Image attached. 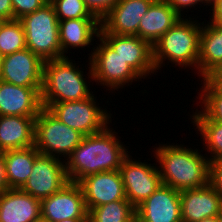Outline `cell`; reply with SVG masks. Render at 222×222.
<instances>
[{
    "mask_svg": "<svg viewBox=\"0 0 222 222\" xmlns=\"http://www.w3.org/2000/svg\"><path fill=\"white\" fill-rule=\"evenodd\" d=\"M0 20H13V6L11 0H0Z\"/></svg>",
    "mask_w": 222,
    "mask_h": 222,
    "instance_id": "obj_35",
    "label": "cell"
},
{
    "mask_svg": "<svg viewBox=\"0 0 222 222\" xmlns=\"http://www.w3.org/2000/svg\"><path fill=\"white\" fill-rule=\"evenodd\" d=\"M44 63L28 48L4 56L0 80L21 87H42Z\"/></svg>",
    "mask_w": 222,
    "mask_h": 222,
    "instance_id": "obj_13",
    "label": "cell"
},
{
    "mask_svg": "<svg viewBox=\"0 0 222 222\" xmlns=\"http://www.w3.org/2000/svg\"><path fill=\"white\" fill-rule=\"evenodd\" d=\"M181 18L165 0H155L141 18L139 37L153 46Z\"/></svg>",
    "mask_w": 222,
    "mask_h": 222,
    "instance_id": "obj_21",
    "label": "cell"
},
{
    "mask_svg": "<svg viewBox=\"0 0 222 222\" xmlns=\"http://www.w3.org/2000/svg\"><path fill=\"white\" fill-rule=\"evenodd\" d=\"M58 21L69 19H98L86 8L83 0H50Z\"/></svg>",
    "mask_w": 222,
    "mask_h": 222,
    "instance_id": "obj_29",
    "label": "cell"
},
{
    "mask_svg": "<svg viewBox=\"0 0 222 222\" xmlns=\"http://www.w3.org/2000/svg\"><path fill=\"white\" fill-rule=\"evenodd\" d=\"M27 48L22 23L17 20L0 21V52L10 55Z\"/></svg>",
    "mask_w": 222,
    "mask_h": 222,
    "instance_id": "obj_27",
    "label": "cell"
},
{
    "mask_svg": "<svg viewBox=\"0 0 222 222\" xmlns=\"http://www.w3.org/2000/svg\"><path fill=\"white\" fill-rule=\"evenodd\" d=\"M200 33L198 76L199 80L222 68V27L210 24L206 18ZM205 23V24H204ZM207 23V24H206Z\"/></svg>",
    "mask_w": 222,
    "mask_h": 222,
    "instance_id": "obj_22",
    "label": "cell"
},
{
    "mask_svg": "<svg viewBox=\"0 0 222 222\" xmlns=\"http://www.w3.org/2000/svg\"><path fill=\"white\" fill-rule=\"evenodd\" d=\"M136 222H182L180 192L162 184L136 208Z\"/></svg>",
    "mask_w": 222,
    "mask_h": 222,
    "instance_id": "obj_15",
    "label": "cell"
},
{
    "mask_svg": "<svg viewBox=\"0 0 222 222\" xmlns=\"http://www.w3.org/2000/svg\"><path fill=\"white\" fill-rule=\"evenodd\" d=\"M131 154L123 160L119 171L126 199L137 208L162 185V180L157 163H148L149 159L143 162L141 157L134 159Z\"/></svg>",
    "mask_w": 222,
    "mask_h": 222,
    "instance_id": "obj_9",
    "label": "cell"
},
{
    "mask_svg": "<svg viewBox=\"0 0 222 222\" xmlns=\"http://www.w3.org/2000/svg\"><path fill=\"white\" fill-rule=\"evenodd\" d=\"M35 118L0 116V151L34 146Z\"/></svg>",
    "mask_w": 222,
    "mask_h": 222,
    "instance_id": "obj_23",
    "label": "cell"
},
{
    "mask_svg": "<svg viewBox=\"0 0 222 222\" xmlns=\"http://www.w3.org/2000/svg\"><path fill=\"white\" fill-rule=\"evenodd\" d=\"M7 189H9V187L6 178L4 154L0 151V193Z\"/></svg>",
    "mask_w": 222,
    "mask_h": 222,
    "instance_id": "obj_37",
    "label": "cell"
},
{
    "mask_svg": "<svg viewBox=\"0 0 222 222\" xmlns=\"http://www.w3.org/2000/svg\"><path fill=\"white\" fill-rule=\"evenodd\" d=\"M83 137L82 133L62 123L45 107L35 118L34 146L41 154L66 161Z\"/></svg>",
    "mask_w": 222,
    "mask_h": 222,
    "instance_id": "obj_8",
    "label": "cell"
},
{
    "mask_svg": "<svg viewBox=\"0 0 222 222\" xmlns=\"http://www.w3.org/2000/svg\"><path fill=\"white\" fill-rule=\"evenodd\" d=\"M64 163L59 158L40 153L29 178L20 189L39 200L58 192L69 182Z\"/></svg>",
    "mask_w": 222,
    "mask_h": 222,
    "instance_id": "obj_10",
    "label": "cell"
},
{
    "mask_svg": "<svg viewBox=\"0 0 222 222\" xmlns=\"http://www.w3.org/2000/svg\"><path fill=\"white\" fill-rule=\"evenodd\" d=\"M50 0H11L13 6V19H21L23 16L33 13Z\"/></svg>",
    "mask_w": 222,
    "mask_h": 222,
    "instance_id": "obj_30",
    "label": "cell"
},
{
    "mask_svg": "<svg viewBox=\"0 0 222 222\" xmlns=\"http://www.w3.org/2000/svg\"><path fill=\"white\" fill-rule=\"evenodd\" d=\"M79 59L82 60L78 58V61H75L68 56L45 61L41 91L42 104L87 99L95 92L91 90L94 82L90 60L86 61L88 64L84 62L87 73L84 72V65L79 64L81 62Z\"/></svg>",
    "mask_w": 222,
    "mask_h": 222,
    "instance_id": "obj_3",
    "label": "cell"
},
{
    "mask_svg": "<svg viewBox=\"0 0 222 222\" xmlns=\"http://www.w3.org/2000/svg\"><path fill=\"white\" fill-rule=\"evenodd\" d=\"M209 184L222 196V158L210 161Z\"/></svg>",
    "mask_w": 222,
    "mask_h": 222,
    "instance_id": "obj_32",
    "label": "cell"
},
{
    "mask_svg": "<svg viewBox=\"0 0 222 222\" xmlns=\"http://www.w3.org/2000/svg\"><path fill=\"white\" fill-rule=\"evenodd\" d=\"M100 37L143 78V81L152 78L153 74L157 75L153 63V48L148 41L139 36L107 33L102 27Z\"/></svg>",
    "mask_w": 222,
    "mask_h": 222,
    "instance_id": "obj_11",
    "label": "cell"
},
{
    "mask_svg": "<svg viewBox=\"0 0 222 222\" xmlns=\"http://www.w3.org/2000/svg\"><path fill=\"white\" fill-rule=\"evenodd\" d=\"M35 222H50V221H48V220L40 217V218H39L37 221H35Z\"/></svg>",
    "mask_w": 222,
    "mask_h": 222,
    "instance_id": "obj_43",
    "label": "cell"
},
{
    "mask_svg": "<svg viewBox=\"0 0 222 222\" xmlns=\"http://www.w3.org/2000/svg\"><path fill=\"white\" fill-rule=\"evenodd\" d=\"M41 200L20 188L0 193V222H35L41 217Z\"/></svg>",
    "mask_w": 222,
    "mask_h": 222,
    "instance_id": "obj_20",
    "label": "cell"
},
{
    "mask_svg": "<svg viewBox=\"0 0 222 222\" xmlns=\"http://www.w3.org/2000/svg\"><path fill=\"white\" fill-rule=\"evenodd\" d=\"M95 47L87 56L93 72V81L102 86L113 95L115 91L120 94L121 89L132 85L134 82L142 84V77L132 69L100 36L95 41ZM98 42V43H97ZM108 90V91H107Z\"/></svg>",
    "mask_w": 222,
    "mask_h": 222,
    "instance_id": "obj_6",
    "label": "cell"
},
{
    "mask_svg": "<svg viewBox=\"0 0 222 222\" xmlns=\"http://www.w3.org/2000/svg\"><path fill=\"white\" fill-rule=\"evenodd\" d=\"M222 207V196L210 184L180 192L182 222H198L204 218L218 216Z\"/></svg>",
    "mask_w": 222,
    "mask_h": 222,
    "instance_id": "obj_18",
    "label": "cell"
},
{
    "mask_svg": "<svg viewBox=\"0 0 222 222\" xmlns=\"http://www.w3.org/2000/svg\"><path fill=\"white\" fill-rule=\"evenodd\" d=\"M195 108V111H191L189 119H191L190 124H193L192 129L198 135L197 138L200 136L199 144L204 145L202 149L209 161L222 158V123L209 119L201 110H198V106Z\"/></svg>",
    "mask_w": 222,
    "mask_h": 222,
    "instance_id": "obj_25",
    "label": "cell"
},
{
    "mask_svg": "<svg viewBox=\"0 0 222 222\" xmlns=\"http://www.w3.org/2000/svg\"><path fill=\"white\" fill-rule=\"evenodd\" d=\"M95 94L97 91L87 99L42 105L62 123L84 136L92 135L104 131L115 118L105 104L101 106L103 102L99 103Z\"/></svg>",
    "mask_w": 222,
    "mask_h": 222,
    "instance_id": "obj_5",
    "label": "cell"
},
{
    "mask_svg": "<svg viewBox=\"0 0 222 222\" xmlns=\"http://www.w3.org/2000/svg\"><path fill=\"white\" fill-rule=\"evenodd\" d=\"M155 0H119L102 19L101 27L117 35L139 36V23Z\"/></svg>",
    "mask_w": 222,
    "mask_h": 222,
    "instance_id": "obj_17",
    "label": "cell"
},
{
    "mask_svg": "<svg viewBox=\"0 0 222 222\" xmlns=\"http://www.w3.org/2000/svg\"><path fill=\"white\" fill-rule=\"evenodd\" d=\"M88 219H65V220H62V221H58V222H84Z\"/></svg>",
    "mask_w": 222,
    "mask_h": 222,
    "instance_id": "obj_40",
    "label": "cell"
},
{
    "mask_svg": "<svg viewBox=\"0 0 222 222\" xmlns=\"http://www.w3.org/2000/svg\"><path fill=\"white\" fill-rule=\"evenodd\" d=\"M90 222H136V208L128 200H117L92 208Z\"/></svg>",
    "mask_w": 222,
    "mask_h": 222,
    "instance_id": "obj_26",
    "label": "cell"
},
{
    "mask_svg": "<svg viewBox=\"0 0 222 222\" xmlns=\"http://www.w3.org/2000/svg\"><path fill=\"white\" fill-rule=\"evenodd\" d=\"M206 79L219 91L222 92V69H216Z\"/></svg>",
    "mask_w": 222,
    "mask_h": 222,
    "instance_id": "obj_36",
    "label": "cell"
},
{
    "mask_svg": "<svg viewBox=\"0 0 222 222\" xmlns=\"http://www.w3.org/2000/svg\"><path fill=\"white\" fill-rule=\"evenodd\" d=\"M42 87H21L0 80V116L37 117Z\"/></svg>",
    "mask_w": 222,
    "mask_h": 222,
    "instance_id": "obj_16",
    "label": "cell"
},
{
    "mask_svg": "<svg viewBox=\"0 0 222 222\" xmlns=\"http://www.w3.org/2000/svg\"><path fill=\"white\" fill-rule=\"evenodd\" d=\"M218 219H219V222H222V207H221L220 212L218 213Z\"/></svg>",
    "mask_w": 222,
    "mask_h": 222,
    "instance_id": "obj_42",
    "label": "cell"
},
{
    "mask_svg": "<svg viewBox=\"0 0 222 222\" xmlns=\"http://www.w3.org/2000/svg\"><path fill=\"white\" fill-rule=\"evenodd\" d=\"M88 212L95 207L117 200H127L119 170L90 174L79 182Z\"/></svg>",
    "mask_w": 222,
    "mask_h": 222,
    "instance_id": "obj_14",
    "label": "cell"
},
{
    "mask_svg": "<svg viewBox=\"0 0 222 222\" xmlns=\"http://www.w3.org/2000/svg\"><path fill=\"white\" fill-rule=\"evenodd\" d=\"M9 188H21L29 178L33 163L40 154L35 146L3 152Z\"/></svg>",
    "mask_w": 222,
    "mask_h": 222,
    "instance_id": "obj_24",
    "label": "cell"
},
{
    "mask_svg": "<svg viewBox=\"0 0 222 222\" xmlns=\"http://www.w3.org/2000/svg\"><path fill=\"white\" fill-rule=\"evenodd\" d=\"M19 21L24 29L26 46L31 52L44 61L61 58L59 21L50 1Z\"/></svg>",
    "mask_w": 222,
    "mask_h": 222,
    "instance_id": "obj_7",
    "label": "cell"
},
{
    "mask_svg": "<svg viewBox=\"0 0 222 222\" xmlns=\"http://www.w3.org/2000/svg\"><path fill=\"white\" fill-rule=\"evenodd\" d=\"M181 17H193L191 14L187 15L190 12H193L191 9H195L204 6V0H165ZM200 5V6H199ZM197 7V8H196ZM190 8V9H189ZM189 9V10H188ZM185 10V11H184ZM187 12V14H186ZM185 14V15H184Z\"/></svg>",
    "mask_w": 222,
    "mask_h": 222,
    "instance_id": "obj_33",
    "label": "cell"
},
{
    "mask_svg": "<svg viewBox=\"0 0 222 222\" xmlns=\"http://www.w3.org/2000/svg\"><path fill=\"white\" fill-rule=\"evenodd\" d=\"M41 217L58 222L65 219H88L84 194L78 182L69 181L58 192L41 200Z\"/></svg>",
    "mask_w": 222,
    "mask_h": 222,
    "instance_id": "obj_12",
    "label": "cell"
},
{
    "mask_svg": "<svg viewBox=\"0 0 222 222\" xmlns=\"http://www.w3.org/2000/svg\"><path fill=\"white\" fill-rule=\"evenodd\" d=\"M101 21L99 19H69L59 21V41L61 58L70 57L73 49L80 52L94 47V41L100 36ZM93 42V43H92ZM88 47V48H86ZM72 49V50H71ZM69 52V54H68ZM68 54V55H66Z\"/></svg>",
    "mask_w": 222,
    "mask_h": 222,
    "instance_id": "obj_19",
    "label": "cell"
},
{
    "mask_svg": "<svg viewBox=\"0 0 222 222\" xmlns=\"http://www.w3.org/2000/svg\"><path fill=\"white\" fill-rule=\"evenodd\" d=\"M207 10L209 11L208 22L214 26L222 27V0H218L212 8L206 9L205 12H208Z\"/></svg>",
    "mask_w": 222,
    "mask_h": 222,
    "instance_id": "obj_34",
    "label": "cell"
},
{
    "mask_svg": "<svg viewBox=\"0 0 222 222\" xmlns=\"http://www.w3.org/2000/svg\"><path fill=\"white\" fill-rule=\"evenodd\" d=\"M3 55L1 54L0 52V73H1V70H2V64H3Z\"/></svg>",
    "mask_w": 222,
    "mask_h": 222,
    "instance_id": "obj_41",
    "label": "cell"
},
{
    "mask_svg": "<svg viewBox=\"0 0 222 222\" xmlns=\"http://www.w3.org/2000/svg\"><path fill=\"white\" fill-rule=\"evenodd\" d=\"M201 86L196 94V106L211 120L222 123V92H219L206 78L201 79Z\"/></svg>",
    "mask_w": 222,
    "mask_h": 222,
    "instance_id": "obj_28",
    "label": "cell"
},
{
    "mask_svg": "<svg viewBox=\"0 0 222 222\" xmlns=\"http://www.w3.org/2000/svg\"><path fill=\"white\" fill-rule=\"evenodd\" d=\"M198 222H219V219L218 216H213V217L204 218Z\"/></svg>",
    "mask_w": 222,
    "mask_h": 222,
    "instance_id": "obj_39",
    "label": "cell"
},
{
    "mask_svg": "<svg viewBox=\"0 0 222 222\" xmlns=\"http://www.w3.org/2000/svg\"><path fill=\"white\" fill-rule=\"evenodd\" d=\"M201 20H203L202 14L193 18L182 17L156 41L152 48L153 63L157 74L158 71L159 73L162 71L161 68L167 67L171 63L170 67L179 66L178 68L184 69V72L185 69L188 71L190 68L192 73L195 71L194 76L198 75Z\"/></svg>",
    "mask_w": 222,
    "mask_h": 222,
    "instance_id": "obj_4",
    "label": "cell"
},
{
    "mask_svg": "<svg viewBox=\"0 0 222 222\" xmlns=\"http://www.w3.org/2000/svg\"><path fill=\"white\" fill-rule=\"evenodd\" d=\"M111 125L112 123L104 131L84 136L66 159L69 181L79 182L90 174L119 170L131 149L124 144L125 141L121 142L124 138Z\"/></svg>",
    "mask_w": 222,
    "mask_h": 222,
    "instance_id": "obj_1",
    "label": "cell"
},
{
    "mask_svg": "<svg viewBox=\"0 0 222 222\" xmlns=\"http://www.w3.org/2000/svg\"><path fill=\"white\" fill-rule=\"evenodd\" d=\"M86 8L100 21L115 7L119 0H83Z\"/></svg>",
    "mask_w": 222,
    "mask_h": 222,
    "instance_id": "obj_31",
    "label": "cell"
},
{
    "mask_svg": "<svg viewBox=\"0 0 222 222\" xmlns=\"http://www.w3.org/2000/svg\"><path fill=\"white\" fill-rule=\"evenodd\" d=\"M218 0H204V7L202 8V10H205L206 8H208L209 6V9L210 8H212L215 4H216V2H217Z\"/></svg>",
    "mask_w": 222,
    "mask_h": 222,
    "instance_id": "obj_38",
    "label": "cell"
},
{
    "mask_svg": "<svg viewBox=\"0 0 222 222\" xmlns=\"http://www.w3.org/2000/svg\"><path fill=\"white\" fill-rule=\"evenodd\" d=\"M167 143L160 142L155 144L156 147L152 146L151 160L154 157L153 161L159 165L162 184L179 192L208 185L210 161L203 150L193 144Z\"/></svg>",
    "mask_w": 222,
    "mask_h": 222,
    "instance_id": "obj_2",
    "label": "cell"
}]
</instances>
